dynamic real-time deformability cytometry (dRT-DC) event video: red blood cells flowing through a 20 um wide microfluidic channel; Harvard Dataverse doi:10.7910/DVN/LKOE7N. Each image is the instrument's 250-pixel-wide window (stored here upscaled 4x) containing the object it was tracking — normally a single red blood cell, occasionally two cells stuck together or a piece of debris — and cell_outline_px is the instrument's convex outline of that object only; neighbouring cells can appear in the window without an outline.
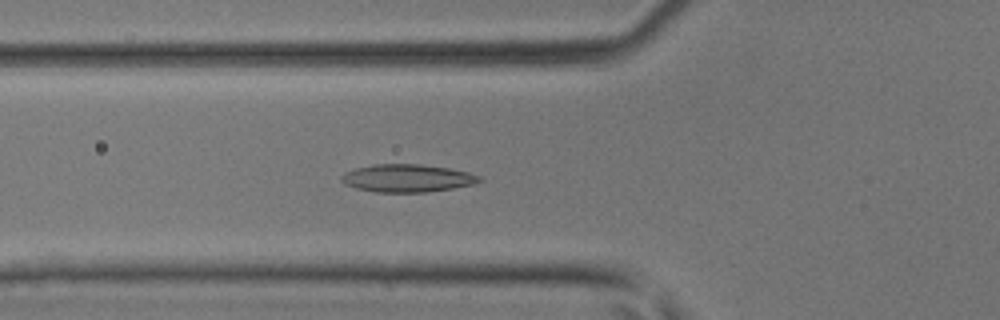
{"species": "common noctule bat (a hibernating species)", "species_latin": "Nyctalus noctula", "temperature_condition": "room temperature", "stored_images_in_passage": 46, "camera_frame_rate_fps": 3000, "um_per_image_px": 0.085, "animal": {"sex": "male", "body_mass_g": 17.9, "forearm_length_mm": 54.2}, "frame": {"image": 1, "passage_image": 17, "time_ms": 5.333, "image_size_px": [1000, 320], "cell_outline_px": [[484, 180], [472, 184], [452, 188], [428, 192], [376, 192], [356, 188], [344, 184], [340, 180], [340, 176], [344, 172], [356, 168], [372, 164], [420, 164], [448, 168], [468, 172], [480, 176]], "centroid_in_image_um": [34.58, 15.14], "position_along_channel_um": 91.2, "area_um2": 22.37}}
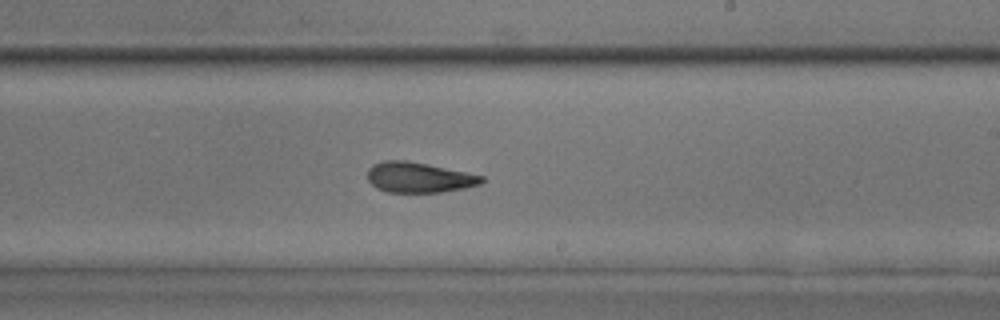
{"frame": {"image": 2, "passage_image": 28, "time_ms": 9.0, "image_size_px": [1000, 320], "cell_outline_px": [[484, 180], [480, 184], [464, 188], [440, 192], [388, 192], [376, 188], [368, 180], [368, 168], [372, 164], [384, 160], [404, 160], [428, 164], [484, 176]], "centroid_in_image_um": [35.58, 15.07], "position_along_channel_um": 253.4, "area_um2": 20.11}}
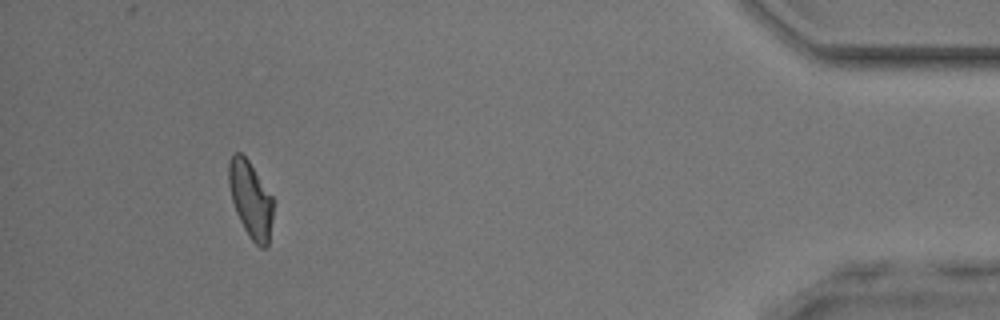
{"frame": {"image": 3, "passage_image": 43, "time_ms": 14.0, "image_size_px": [1000, 320], "cell_outline_px": [[276, 200], [268, 248], [260, 248], [248, 236], [236, 212], [232, 200], [228, 184], [228, 164], [232, 152], [240, 152], [248, 160]], "centroid_in_image_um": [21.34, 16.97], "position_along_channel_um": 413.9, "area_um2": 20.4}}